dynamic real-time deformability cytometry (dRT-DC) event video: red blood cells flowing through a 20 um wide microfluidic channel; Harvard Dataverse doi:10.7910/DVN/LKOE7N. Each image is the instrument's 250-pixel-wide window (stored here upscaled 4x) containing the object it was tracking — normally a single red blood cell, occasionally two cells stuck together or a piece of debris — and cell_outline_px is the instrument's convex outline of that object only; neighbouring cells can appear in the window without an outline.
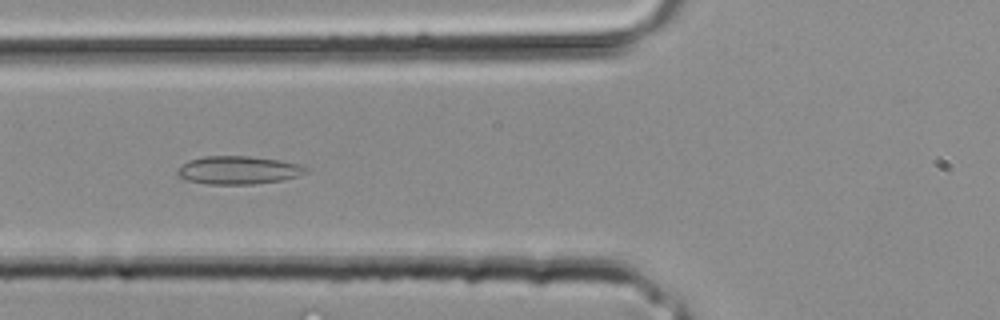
{"species": "common noctule bat (a hibernating species)", "species_latin": "Nyctalus noctula", "temperature_condition": "room temperature", "stored_images_in_passage": 23, "camera_frame_rate_fps": 3000, "um_per_image_px": 0.085, "animal": {"sex": "male", "body_mass_g": 20.4}, "frame": {"image": 1, "passage_image": 3, "time_ms": 0.667, "image_size_px": [1000, 320], "cell_outline_px": [[308, 172], [296, 176], [280, 180], [252, 184], [208, 184], [188, 180], [180, 176], [176, 172], [176, 168], [188, 160], [204, 156], [248, 156], [280, 160], [300, 164], [308, 168]], "centroid_in_image_um": [20.24, 14.45], "position_along_channel_um": 105.6, "area_um2": 20.98}}
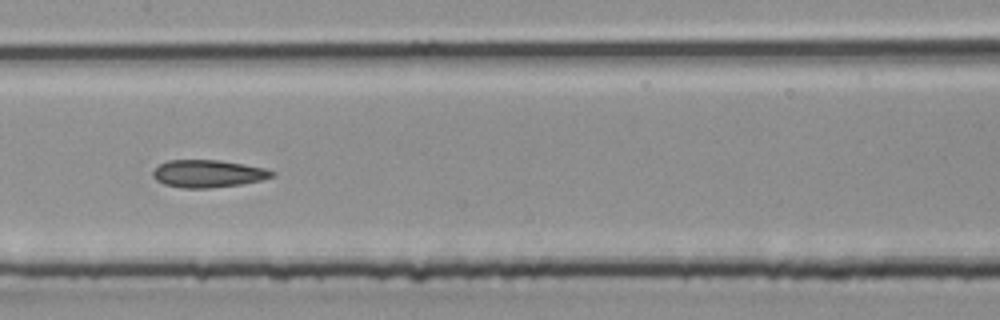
{"frame": {"image": 2, "passage_image": 7, "time_ms": 2.0, "image_size_px": [1000, 320], "cell_outline_px": [[276, 176], [260, 180], [240, 184], [208, 188], [184, 188], [164, 184], [156, 180], [152, 176], [152, 172], [160, 164], [168, 160], [216, 160], [244, 164], [264, 168], [276, 172]], "centroid_in_image_um": [17.68, 14.76], "position_along_channel_um": 189.7, "area_um2": 18.96}}
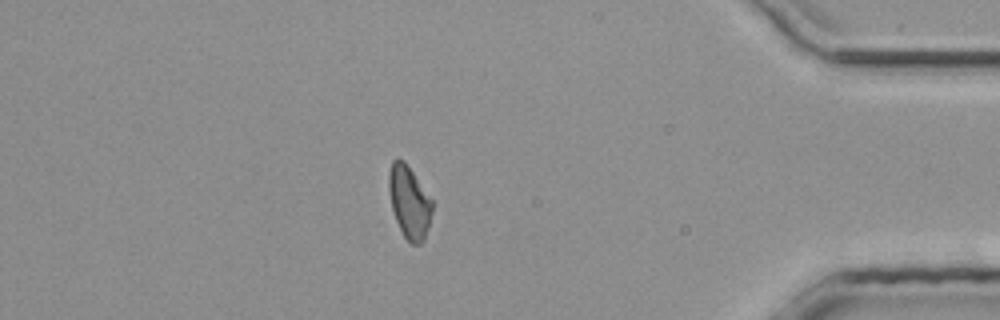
{"frame": {"image": 3, "passage_image": 19, "time_ms": 6.0, "image_size_px": [1000, 320], "cell_outline_px": [[432, 212], [424, 240], [420, 244], [412, 244], [404, 236], [396, 220], [392, 208], [388, 188], [388, 172], [392, 160], [404, 160], [432, 200]], "centroid_in_image_um": [34.77, 17.17], "position_along_channel_um": 400.4, "area_um2": 18.03}}